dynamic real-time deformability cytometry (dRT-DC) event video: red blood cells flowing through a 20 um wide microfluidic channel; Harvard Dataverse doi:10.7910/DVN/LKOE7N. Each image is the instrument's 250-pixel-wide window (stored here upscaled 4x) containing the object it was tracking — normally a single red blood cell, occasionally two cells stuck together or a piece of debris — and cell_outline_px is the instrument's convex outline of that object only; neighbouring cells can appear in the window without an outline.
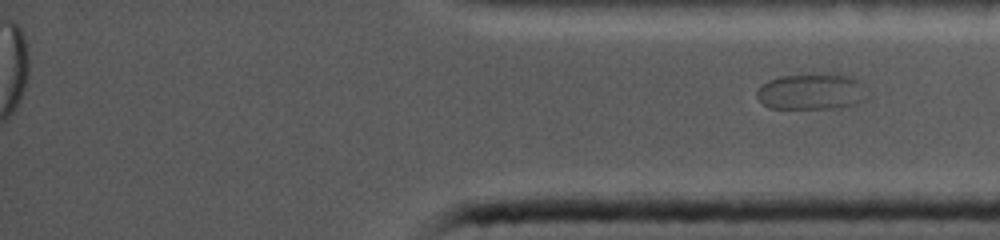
{"species": "common noctule bat (a hibernating species)", "species_latin": "Nyctalus noctula", "temperature_condition": "cold", "stored_images_in_passage": 21, "segment_of_instrument_passage": [2, 2], "camera_frame_rate_fps": 5000, "um_per_image_px": 0.085, "animal": {"sex": "female", "body_mass_g": 19.0, "forearm_length_mm": 56.7}, "frame": {"image": 1, "passage_image": 21, "time_ms": 14.0, "image_size_px": [1000, 240], "cell_outline_px": [[872, 96], [868, 100], [844, 108], [768, 108], [756, 96], [756, 92], [768, 80], [780, 76], [820, 72], [840, 72], [852, 76], [860, 80], [872, 92]], "centroid_in_image_um": [69.16, 7.75], "position_along_channel_um": 366.0, "area_um2": 24.62}}